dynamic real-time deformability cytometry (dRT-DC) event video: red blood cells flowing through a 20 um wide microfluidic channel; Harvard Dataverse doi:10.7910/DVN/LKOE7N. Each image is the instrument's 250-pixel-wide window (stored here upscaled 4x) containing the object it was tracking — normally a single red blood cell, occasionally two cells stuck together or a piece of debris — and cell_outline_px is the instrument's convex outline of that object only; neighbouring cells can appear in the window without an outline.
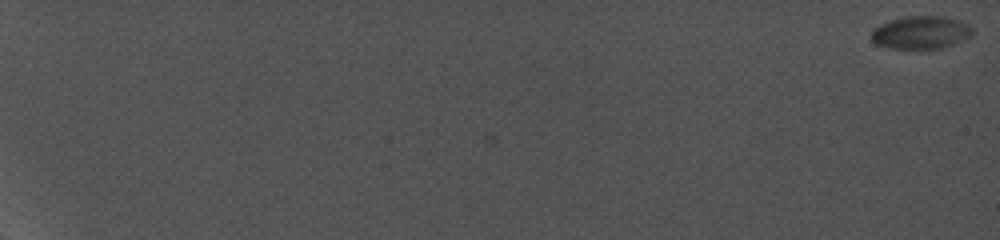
{"species": "common noctule bat (a hibernating species)", "species_latin": "Nyctalus noctula", "temperature_condition": "cold", "stored_images_in_passage": 31, "camera_frame_rate_fps": 5000, "um_per_image_px": 0.085, "animal": {"sex": "female", "body_mass_g": 19.0, "forearm_length_mm": 56.7}, "frame": {"image": 1, "passage_image": 1, "time_ms": 0.0, "image_size_px": [1000, 240], "cell_outline_px": [[972, 32], [968, 36], [952, 44], [940, 48], [888, 48], [876, 44], [872, 40], [872, 28], [888, 20], [908, 16], [944, 16], [968, 24], [972, 28]], "centroid_in_image_um": [78.21, 2.75], "position_along_channel_um": 6.8, "area_um2": 19.07}}
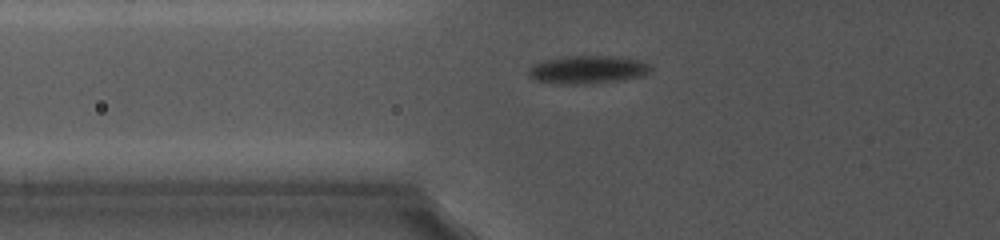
{"frame": {"image": 2, "passage_image": 22, "time_ms": 9.0, "image_size_px": [1000, 240], "cell_outline_px": [[652, 68], [648, 72], [640, 76], [620, 80], [588, 84], [560, 84], [532, 80], [528, 76], [528, 68], [532, 64], [544, 60], [564, 56], [616, 56], [640, 60], [652, 64]], "centroid_in_image_um": [49.91, 5.92], "position_along_channel_um": 75.9, "area_um2": 20.23}}
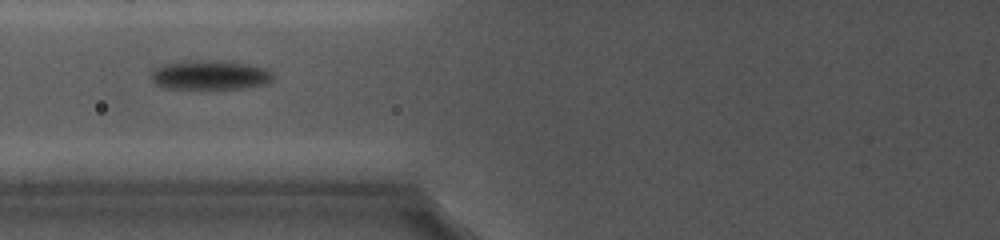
{"frame": {"image": 3, "passage_image": 25, "time_ms": 10.0, "image_size_px": [1000, 240], "cell_outline_px": [[272, 80], [264, 84], [244, 88], [164, 88], [156, 84], [152, 80], [152, 72], [156, 68], [164, 64], [184, 60], [248, 64], [268, 68], [272, 72]], "centroid_in_image_um": [17.85, 6.39], "position_along_channel_um": 107.9, "area_um2": 20.35}}